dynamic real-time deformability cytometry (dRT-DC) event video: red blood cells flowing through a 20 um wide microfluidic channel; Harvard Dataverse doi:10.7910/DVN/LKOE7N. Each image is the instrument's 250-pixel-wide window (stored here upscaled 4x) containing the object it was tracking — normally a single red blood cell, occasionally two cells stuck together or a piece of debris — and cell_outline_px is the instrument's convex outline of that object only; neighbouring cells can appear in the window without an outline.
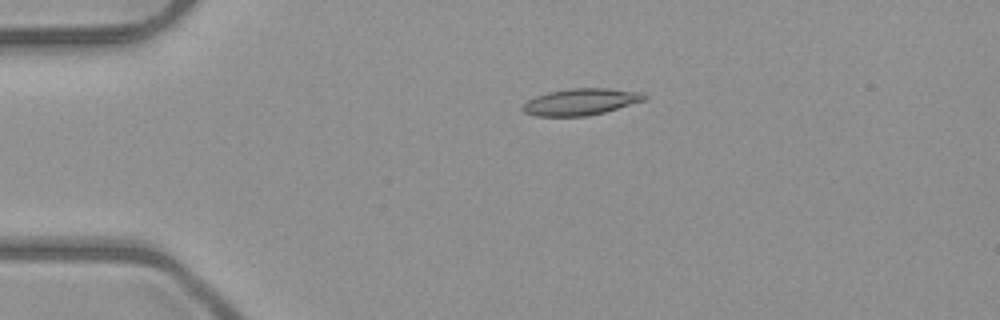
{"species": "common noctule bat (a hibernating species)", "species_latin": "Nyctalus noctula", "temperature_condition": "room temperature", "stored_images_in_passage": 2, "camera_frame_rate_fps": 3000, "um_per_image_px": 0.085, "animal": {"sex": "male", "body_mass_g": 23.1, "forearm_length_mm": 52.7}, "frame": {"image": 1, "passage_image": 1, "time_ms": 0.0, "image_size_px": [1000, 320], "cell_outline_px": [[648, 96], [644, 100], [604, 112], [588, 116], [536, 116], [524, 112], [520, 108], [528, 100], [536, 96], [548, 92], [572, 88], [608, 88], [644, 92]], "centroid_in_image_um": [49.37, 8.65], "position_along_channel_um": 35.6, "area_um2": 18.84}}